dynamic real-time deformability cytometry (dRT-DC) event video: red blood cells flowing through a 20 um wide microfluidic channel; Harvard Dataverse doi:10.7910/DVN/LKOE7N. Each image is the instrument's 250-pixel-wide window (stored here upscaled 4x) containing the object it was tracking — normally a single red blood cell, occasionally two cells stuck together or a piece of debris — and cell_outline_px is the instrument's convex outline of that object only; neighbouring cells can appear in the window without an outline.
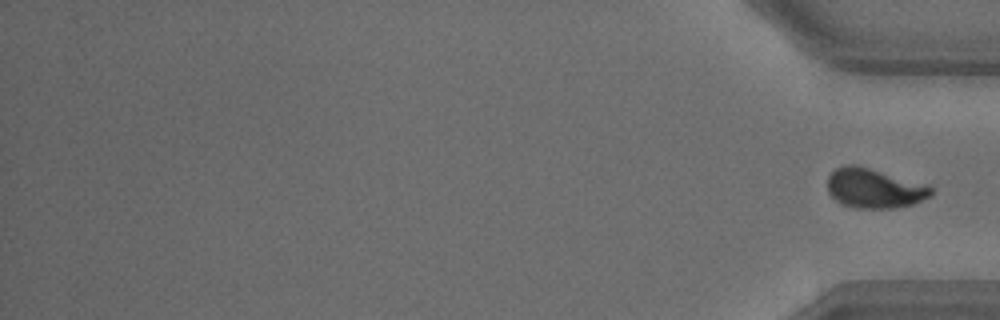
{"species": "common noctule bat (a hibernating species)", "species_latin": "Nyctalus noctula", "temperature_condition": "warm", "stored_images_in_passage": 32, "segment_of_instrument_passage": [2, 2], "camera_frame_rate_fps": 3000, "um_per_image_px": 0.085, "animal": {"sex": "male", "body_mass_g": 18.8}, "frame": {"image": 1, "passage_image": 32, "time_ms": 10.333, "image_size_px": [1000, 320], "cell_outline_px": [[932, 196], [912, 204], [896, 208], [856, 208], [844, 204], [836, 200], [828, 192], [828, 176], [836, 168], [844, 164], [856, 164], [932, 188]], "centroid_in_image_um": [74.25, 16.02], "position_along_channel_um": 361.0, "area_um2": 23.29}}